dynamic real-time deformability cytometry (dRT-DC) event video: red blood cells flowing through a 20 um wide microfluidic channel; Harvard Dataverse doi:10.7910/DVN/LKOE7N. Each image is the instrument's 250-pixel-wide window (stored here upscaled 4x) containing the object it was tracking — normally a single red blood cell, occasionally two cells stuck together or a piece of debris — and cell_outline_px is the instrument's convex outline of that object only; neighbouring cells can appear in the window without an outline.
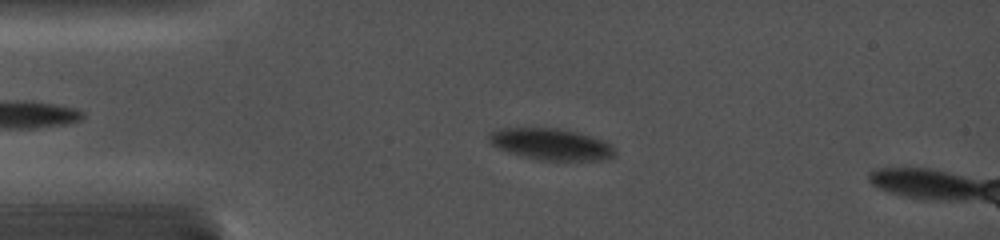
{"species": "common noctule bat (a hibernating species)", "species_latin": "Nyctalus noctula", "temperature_condition": "cold", "stored_images_in_passage": 29, "camera_frame_rate_fps": 5000, "um_per_image_px": 0.085, "animal": {"sex": "female", "body_mass_g": 19.0, "forearm_length_mm": 56.7}, "frame": {"image": 1, "passage_image": 5, "time_ms": 2.6, "image_size_px": [1000, 240], "cell_outline_px": [[616, 156], [608, 160], [540, 160], [520, 156], [508, 152], [492, 144], [488, 140], [488, 132], [500, 128], [560, 128], [592, 136], [604, 140], [612, 144], [616, 152]], "centroid_in_image_um": [46.88, 12.26], "position_along_channel_um": 38.1, "area_um2": 23.41}}
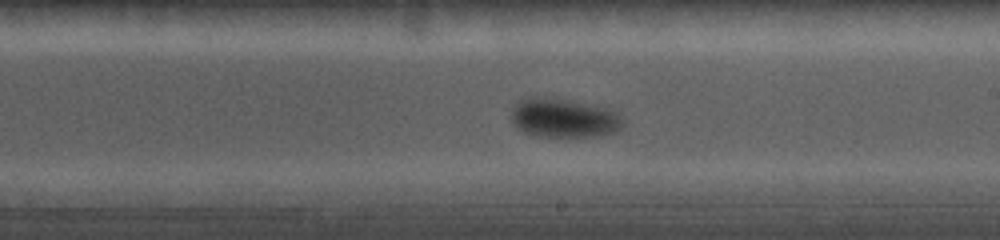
{"frame": {"image": 2, "passage_image": 16, "time_ms": 8.6, "image_size_px": [1000, 240], "cell_outline_px": [[624, 124], [620, 128], [612, 132], [600, 136], [540, 136], [524, 132], [512, 124], [512, 108], [520, 100], [528, 96], [556, 96], [608, 104], [624, 120]], "centroid_in_image_um": [47.99, 9.95], "position_along_channel_um": 241.0, "area_um2": 26.7}}
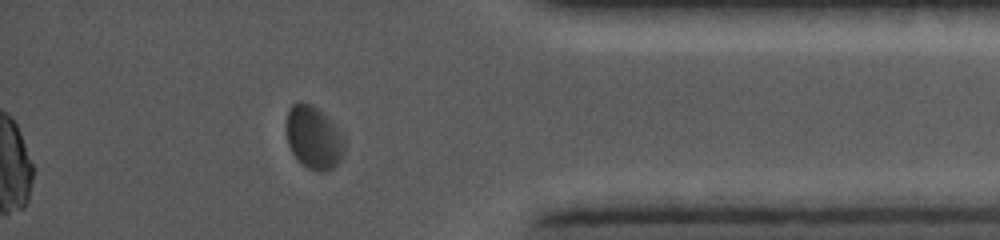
{"frame": {"image": 3, "passage_image": 29, "time_ms": 13.2, "image_size_px": [1000, 240], "cell_outline_px": [[344, 152], [340, 160], [332, 168], [324, 172], [316, 172], [300, 164], [292, 152], [288, 144], [288, 108], [292, 104], [300, 100], [304, 100], [312, 104], [344, 136]], "centroid_in_image_um": [26.65, 11.71], "position_along_channel_um": 408.5, "area_um2": 21.1}}